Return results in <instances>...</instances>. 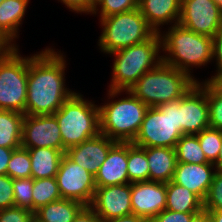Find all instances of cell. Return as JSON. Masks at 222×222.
Returning <instances> with one entry per match:
<instances>
[{
    "mask_svg": "<svg viewBox=\"0 0 222 222\" xmlns=\"http://www.w3.org/2000/svg\"><path fill=\"white\" fill-rule=\"evenodd\" d=\"M55 50L46 46L28 56L24 115H53L75 93L66 87V55Z\"/></svg>",
    "mask_w": 222,
    "mask_h": 222,
    "instance_id": "6da1fadb",
    "label": "cell"
},
{
    "mask_svg": "<svg viewBox=\"0 0 222 222\" xmlns=\"http://www.w3.org/2000/svg\"><path fill=\"white\" fill-rule=\"evenodd\" d=\"M162 60L167 65L187 73L196 82L193 68L213 63V38L197 34L179 24L160 32Z\"/></svg>",
    "mask_w": 222,
    "mask_h": 222,
    "instance_id": "7a4b0ae2",
    "label": "cell"
},
{
    "mask_svg": "<svg viewBox=\"0 0 222 222\" xmlns=\"http://www.w3.org/2000/svg\"><path fill=\"white\" fill-rule=\"evenodd\" d=\"M124 92L126 97L116 100ZM106 95L99 105L100 133L117 142H132L149 107L129 90L108 89Z\"/></svg>",
    "mask_w": 222,
    "mask_h": 222,
    "instance_id": "3957f363",
    "label": "cell"
},
{
    "mask_svg": "<svg viewBox=\"0 0 222 222\" xmlns=\"http://www.w3.org/2000/svg\"><path fill=\"white\" fill-rule=\"evenodd\" d=\"M161 53V36L156 32L144 42L108 54L114 56V62L107 87L111 90H128L142 75L163 61Z\"/></svg>",
    "mask_w": 222,
    "mask_h": 222,
    "instance_id": "277c9868",
    "label": "cell"
},
{
    "mask_svg": "<svg viewBox=\"0 0 222 222\" xmlns=\"http://www.w3.org/2000/svg\"><path fill=\"white\" fill-rule=\"evenodd\" d=\"M195 84L187 73L162 61L128 90L148 107H158L180 99Z\"/></svg>",
    "mask_w": 222,
    "mask_h": 222,
    "instance_id": "5b68a950",
    "label": "cell"
},
{
    "mask_svg": "<svg viewBox=\"0 0 222 222\" xmlns=\"http://www.w3.org/2000/svg\"><path fill=\"white\" fill-rule=\"evenodd\" d=\"M59 124L63 147L81 144L100 133L99 105L84 98L79 91L53 114Z\"/></svg>",
    "mask_w": 222,
    "mask_h": 222,
    "instance_id": "8992f818",
    "label": "cell"
},
{
    "mask_svg": "<svg viewBox=\"0 0 222 222\" xmlns=\"http://www.w3.org/2000/svg\"><path fill=\"white\" fill-rule=\"evenodd\" d=\"M99 22L102 32L97 45L103 54L144 42L156 33L139 8L104 17Z\"/></svg>",
    "mask_w": 222,
    "mask_h": 222,
    "instance_id": "52a82bcc",
    "label": "cell"
},
{
    "mask_svg": "<svg viewBox=\"0 0 222 222\" xmlns=\"http://www.w3.org/2000/svg\"><path fill=\"white\" fill-rule=\"evenodd\" d=\"M182 136L178 99L158 107H149L132 143L142 148H175Z\"/></svg>",
    "mask_w": 222,
    "mask_h": 222,
    "instance_id": "ba28073f",
    "label": "cell"
},
{
    "mask_svg": "<svg viewBox=\"0 0 222 222\" xmlns=\"http://www.w3.org/2000/svg\"><path fill=\"white\" fill-rule=\"evenodd\" d=\"M28 56L14 47L0 57V110L24 114L27 96Z\"/></svg>",
    "mask_w": 222,
    "mask_h": 222,
    "instance_id": "9c48e42d",
    "label": "cell"
},
{
    "mask_svg": "<svg viewBox=\"0 0 222 222\" xmlns=\"http://www.w3.org/2000/svg\"><path fill=\"white\" fill-rule=\"evenodd\" d=\"M57 185L62 198L72 199L89 206L96 189L95 176L63 155L56 174Z\"/></svg>",
    "mask_w": 222,
    "mask_h": 222,
    "instance_id": "30bf717a",
    "label": "cell"
},
{
    "mask_svg": "<svg viewBox=\"0 0 222 222\" xmlns=\"http://www.w3.org/2000/svg\"><path fill=\"white\" fill-rule=\"evenodd\" d=\"M178 24L213 38L222 26V10L214 0H182Z\"/></svg>",
    "mask_w": 222,
    "mask_h": 222,
    "instance_id": "8fae6325",
    "label": "cell"
},
{
    "mask_svg": "<svg viewBox=\"0 0 222 222\" xmlns=\"http://www.w3.org/2000/svg\"><path fill=\"white\" fill-rule=\"evenodd\" d=\"M21 147L25 149L53 148L66 153L56 117L54 115H24Z\"/></svg>",
    "mask_w": 222,
    "mask_h": 222,
    "instance_id": "7c38bea8",
    "label": "cell"
},
{
    "mask_svg": "<svg viewBox=\"0 0 222 222\" xmlns=\"http://www.w3.org/2000/svg\"><path fill=\"white\" fill-rule=\"evenodd\" d=\"M89 206L101 222L132 214L131 183L96 187Z\"/></svg>",
    "mask_w": 222,
    "mask_h": 222,
    "instance_id": "4fadbf2b",
    "label": "cell"
},
{
    "mask_svg": "<svg viewBox=\"0 0 222 222\" xmlns=\"http://www.w3.org/2000/svg\"><path fill=\"white\" fill-rule=\"evenodd\" d=\"M179 117L183 135H196L209 128L206 93L197 83L179 99Z\"/></svg>",
    "mask_w": 222,
    "mask_h": 222,
    "instance_id": "5bb4252c",
    "label": "cell"
},
{
    "mask_svg": "<svg viewBox=\"0 0 222 222\" xmlns=\"http://www.w3.org/2000/svg\"><path fill=\"white\" fill-rule=\"evenodd\" d=\"M133 214L150 221L166 208V183L143 181L131 183Z\"/></svg>",
    "mask_w": 222,
    "mask_h": 222,
    "instance_id": "9a60e30c",
    "label": "cell"
},
{
    "mask_svg": "<svg viewBox=\"0 0 222 222\" xmlns=\"http://www.w3.org/2000/svg\"><path fill=\"white\" fill-rule=\"evenodd\" d=\"M117 141L99 133L96 137L83 141L81 144L69 147L66 155L76 164L95 176L110 149Z\"/></svg>",
    "mask_w": 222,
    "mask_h": 222,
    "instance_id": "2e32d148",
    "label": "cell"
},
{
    "mask_svg": "<svg viewBox=\"0 0 222 222\" xmlns=\"http://www.w3.org/2000/svg\"><path fill=\"white\" fill-rule=\"evenodd\" d=\"M127 169L128 142H117L95 175L96 187L129 184Z\"/></svg>",
    "mask_w": 222,
    "mask_h": 222,
    "instance_id": "e0dca14e",
    "label": "cell"
},
{
    "mask_svg": "<svg viewBox=\"0 0 222 222\" xmlns=\"http://www.w3.org/2000/svg\"><path fill=\"white\" fill-rule=\"evenodd\" d=\"M217 168L213 163H177L172 181L205 200Z\"/></svg>",
    "mask_w": 222,
    "mask_h": 222,
    "instance_id": "ac0fdd59",
    "label": "cell"
},
{
    "mask_svg": "<svg viewBox=\"0 0 222 222\" xmlns=\"http://www.w3.org/2000/svg\"><path fill=\"white\" fill-rule=\"evenodd\" d=\"M182 0H139L138 8L148 24L160 33L164 25L178 24Z\"/></svg>",
    "mask_w": 222,
    "mask_h": 222,
    "instance_id": "d6986e66",
    "label": "cell"
},
{
    "mask_svg": "<svg viewBox=\"0 0 222 222\" xmlns=\"http://www.w3.org/2000/svg\"><path fill=\"white\" fill-rule=\"evenodd\" d=\"M149 163V181L168 183L173 179L177 165L175 148L146 147Z\"/></svg>",
    "mask_w": 222,
    "mask_h": 222,
    "instance_id": "ffe728a7",
    "label": "cell"
},
{
    "mask_svg": "<svg viewBox=\"0 0 222 222\" xmlns=\"http://www.w3.org/2000/svg\"><path fill=\"white\" fill-rule=\"evenodd\" d=\"M30 0H4L0 4V33L14 46L18 47L20 27Z\"/></svg>",
    "mask_w": 222,
    "mask_h": 222,
    "instance_id": "44dd1931",
    "label": "cell"
},
{
    "mask_svg": "<svg viewBox=\"0 0 222 222\" xmlns=\"http://www.w3.org/2000/svg\"><path fill=\"white\" fill-rule=\"evenodd\" d=\"M28 151L33 179L56 177L61 159L65 154L63 151L53 148H31Z\"/></svg>",
    "mask_w": 222,
    "mask_h": 222,
    "instance_id": "7402d4cb",
    "label": "cell"
},
{
    "mask_svg": "<svg viewBox=\"0 0 222 222\" xmlns=\"http://www.w3.org/2000/svg\"><path fill=\"white\" fill-rule=\"evenodd\" d=\"M204 208V201L186 187L166 183V208L174 212L197 213Z\"/></svg>",
    "mask_w": 222,
    "mask_h": 222,
    "instance_id": "603a6c76",
    "label": "cell"
},
{
    "mask_svg": "<svg viewBox=\"0 0 222 222\" xmlns=\"http://www.w3.org/2000/svg\"><path fill=\"white\" fill-rule=\"evenodd\" d=\"M83 207L79 201L61 198L40 207L34 216L41 222H73Z\"/></svg>",
    "mask_w": 222,
    "mask_h": 222,
    "instance_id": "cb8c5ba5",
    "label": "cell"
},
{
    "mask_svg": "<svg viewBox=\"0 0 222 222\" xmlns=\"http://www.w3.org/2000/svg\"><path fill=\"white\" fill-rule=\"evenodd\" d=\"M24 114L0 110V147L18 149L22 142V122Z\"/></svg>",
    "mask_w": 222,
    "mask_h": 222,
    "instance_id": "d4e9b609",
    "label": "cell"
},
{
    "mask_svg": "<svg viewBox=\"0 0 222 222\" xmlns=\"http://www.w3.org/2000/svg\"><path fill=\"white\" fill-rule=\"evenodd\" d=\"M206 93L209 106V128L222 131V89L210 80L196 82Z\"/></svg>",
    "mask_w": 222,
    "mask_h": 222,
    "instance_id": "484cf974",
    "label": "cell"
},
{
    "mask_svg": "<svg viewBox=\"0 0 222 222\" xmlns=\"http://www.w3.org/2000/svg\"><path fill=\"white\" fill-rule=\"evenodd\" d=\"M149 163L146 151L139 146L128 142V169L129 183L149 181Z\"/></svg>",
    "mask_w": 222,
    "mask_h": 222,
    "instance_id": "4316f807",
    "label": "cell"
},
{
    "mask_svg": "<svg viewBox=\"0 0 222 222\" xmlns=\"http://www.w3.org/2000/svg\"><path fill=\"white\" fill-rule=\"evenodd\" d=\"M177 163L206 164L210 163L199 144L197 135H183L177 142Z\"/></svg>",
    "mask_w": 222,
    "mask_h": 222,
    "instance_id": "83f0119b",
    "label": "cell"
},
{
    "mask_svg": "<svg viewBox=\"0 0 222 222\" xmlns=\"http://www.w3.org/2000/svg\"><path fill=\"white\" fill-rule=\"evenodd\" d=\"M32 191L33 213L40 207L62 198L55 177L34 179Z\"/></svg>",
    "mask_w": 222,
    "mask_h": 222,
    "instance_id": "f1b7e54d",
    "label": "cell"
},
{
    "mask_svg": "<svg viewBox=\"0 0 222 222\" xmlns=\"http://www.w3.org/2000/svg\"><path fill=\"white\" fill-rule=\"evenodd\" d=\"M196 135L207 160L214 164L218 159L222 146V131L207 128Z\"/></svg>",
    "mask_w": 222,
    "mask_h": 222,
    "instance_id": "f546056e",
    "label": "cell"
},
{
    "mask_svg": "<svg viewBox=\"0 0 222 222\" xmlns=\"http://www.w3.org/2000/svg\"><path fill=\"white\" fill-rule=\"evenodd\" d=\"M7 175L12 179L31 178V160L28 149L20 147L13 150L7 167Z\"/></svg>",
    "mask_w": 222,
    "mask_h": 222,
    "instance_id": "4dcf8cb0",
    "label": "cell"
},
{
    "mask_svg": "<svg viewBox=\"0 0 222 222\" xmlns=\"http://www.w3.org/2000/svg\"><path fill=\"white\" fill-rule=\"evenodd\" d=\"M139 0H96L91 15H97L102 19L111 15L130 11L138 8Z\"/></svg>",
    "mask_w": 222,
    "mask_h": 222,
    "instance_id": "1f68e13d",
    "label": "cell"
},
{
    "mask_svg": "<svg viewBox=\"0 0 222 222\" xmlns=\"http://www.w3.org/2000/svg\"><path fill=\"white\" fill-rule=\"evenodd\" d=\"M33 183L34 179H13L14 206L25 208L33 212Z\"/></svg>",
    "mask_w": 222,
    "mask_h": 222,
    "instance_id": "d6a6232c",
    "label": "cell"
},
{
    "mask_svg": "<svg viewBox=\"0 0 222 222\" xmlns=\"http://www.w3.org/2000/svg\"><path fill=\"white\" fill-rule=\"evenodd\" d=\"M207 211L222 210V169H217L204 200Z\"/></svg>",
    "mask_w": 222,
    "mask_h": 222,
    "instance_id": "836d02e7",
    "label": "cell"
},
{
    "mask_svg": "<svg viewBox=\"0 0 222 222\" xmlns=\"http://www.w3.org/2000/svg\"><path fill=\"white\" fill-rule=\"evenodd\" d=\"M34 213L18 206L0 210V222H30Z\"/></svg>",
    "mask_w": 222,
    "mask_h": 222,
    "instance_id": "e575fe53",
    "label": "cell"
},
{
    "mask_svg": "<svg viewBox=\"0 0 222 222\" xmlns=\"http://www.w3.org/2000/svg\"><path fill=\"white\" fill-rule=\"evenodd\" d=\"M14 206L13 179L0 175V210Z\"/></svg>",
    "mask_w": 222,
    "mask_h": 222,
    "instance_id": "d590c367",
    "label": "cell"
},
{
    "mask_svg": "<svg viewBox=\"0 0 222 222\" xmlns=\"http://www.w3.org/2000/svg\"><path fill=\"white\" fill-rule=\"evenodd\" d=\"M214 62H216L215 68L217 70H215V73L211 77L205 80L214 81L220 74H222V26L213 37V63Z\"/></svg>",
    "mask_w": 222,
    "mask_h": 222,
    "instance_id": "8d00e7d4",
    "label": "cell"
},
{
    "mask_svg": "<svg viewBox=\"0 0 222 222\" xmlns=\"http://www.w3.org/2000/svg\"><path fill=\"white\" fill-rule=\"evenodd\" d=\"M65 5L66 8L75 14H92L96 0H58Z\"/></svg>",
    "mask_w": 222,
    "mask_h": 222,
    "instance_id": "74e56055",
    "label": "cell"
},
{
    "mask_svg": "<svg viewBox=\"0 0 222 222\" xmlns=\"http://www.w3.org/2000/svg\"><path fill=\"white\" fill-rule=\"evenodd\" d=\"M194 213L174 212L164 209L150 222H189Z\"/></svg>",
    "mask_w": 222,
    "mask_h": 222,
    "instance_id": "f35d334b",
    "label": "cell"
},
{
    "mask_svg": "<svg viewBox=\"0 0 222 222\" xmlns=\"http://www.w3.org/2000/svg\"><path fill=\"white\" fill-rule=\"evenodd\" d=\"M73 222H101L90 206H84L75 216Z\"/></svg>",
    "mask_w": 222,
    "mask_h": 222,
    "instance_id": "ab89813d",
    "label": "cell"
},
{
    "mask_svg": "<svg viewBox=\"0 0 222 222\" xmlns=\"http://www.w3.org/2000/svg\"><path fill=\"white\" fill-rule=\"evenodd\" d=\"M14 149L0 147V175H7V167Z\"/></svg>",
    "mask_w": 222,
    "mask_h": 222,
    "instance_id": "60d3db41",
    "label": "cell"
},
{
    "mask_svg": "<svg viewBox=\"0 0 222 222\" xmlns=\"http://www.w3.org/2000/svg\"><path fill=\"white\" fill-rule=\"evenodd\" d=\"M106 222H150V220L145 217L138 216L132 213L129 215H125V216L108 220Z\"/></svg>",
    "mask_w": 222,
    "mask_h": 222,
    "instance_id": "b9f144b4",
    "label": "cell"
},
{
    "mask_svg": "<svg viewBox=\"0 0 222 222\" xmlns=\"http://www.w3.org/2000/svg\"><path fill=\"white\" fill-rule=\"evenodd\" d=\"M14 46L0 33V57L8 54Z\"/></svg>",
    "mask_w": 222,
    "mask_h": 222,
    "instance_id": "7bdbcfd3",
    "label": "cell"
},
{
    "mask_svg": "<svg viewBox=\"0 0 222 222\" xmlns=\"http://www.w3.org/2000/svg\"><path fill=\"white\" fill-rule=\"evenodd\" d=\"M189 222H210L209 212L203 208L199 212L194 213Z\"/></svg>",
    "mask_w": 222,
    "mask_h": 222,
    "instance_id": "ee69618b",
    "label": "cell"
},
{
    "mask_svg": "<svg viewBox=\"0 0 222 222\" xmlns=\"http://www.w3.org/2000/svg\"><path fill=\"white\" fill-rule=\"evenodd\" d=\"M210 222H222V210L208 211Z\"/></svg>",
    "mask_w": 222,
    "mask_h": 222,
    "instance_id": "f6af8a7d",
    "label": "cell"
},
{
    "mask_svg": "<svg viewBox=\"0 0 222 222\" xmlns=\"http://www.w3.org/2000/svg\"><path fill=\"white\" fill-rule=\"evenodd\" d=\"M217 169H222V146L217 161L214 163Z\"/></svg>",
    "mask_w": 222,
    "mask_h": 222,
    "instance_id": "bcb514c9",
    "label": "cell"
},
{
    "mask_svg": "<svg viewBox=\"0 0 222 222\" xmlns=\"http://www.w3.org/2000/svg\"><path fill=\"white\" fill-rule=\"evenodd\" d=\"M214 82L222 89V74H220Z\"/></svg>",
    "mask_w": 222,
    "mask_h": 222,
    "instance_id": "7dc6e473",
    "label": "cell"
},
{
    "mask_svg": "<svg viewBox=\"0 0 222 222\" xmlns=\"http://www.w3.org/2000/svg\"><path fill=\"white\" fill-rule=\"evenodd\" d=\"M217 6L222 10V0H214Z\"/></svg>",
    "mask_w": 222,
    "mask_h": 222,
    "instance_id": "c3c4849f",
    "label": "cell"
},
{
    "mask_svg": "<svg viewBox=\"0 0 222 222\" xmlns=\"http://www.w3.org/2000/svg\"><path fill=\"white\" fill-rule=\"evenodd\" d=\"M31 222H41V221H39L35 216H33V218L31 219Z\"/></svg>",
    "mask_w": 222,
    "mask_h": 222,
    "instance_id": "681fc988",
    "label": "cell"
}]
</instances>
